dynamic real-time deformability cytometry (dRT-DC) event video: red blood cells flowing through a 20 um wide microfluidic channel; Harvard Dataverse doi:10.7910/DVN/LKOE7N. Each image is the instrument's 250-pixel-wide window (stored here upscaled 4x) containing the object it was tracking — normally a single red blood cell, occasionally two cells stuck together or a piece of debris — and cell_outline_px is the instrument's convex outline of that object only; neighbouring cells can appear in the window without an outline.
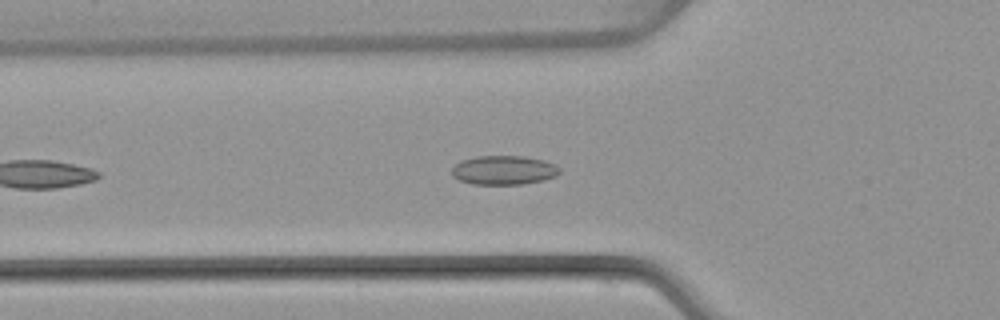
{"species": "common noctule bat (a hibernating species)", "species_latin": "Nyctalus noctula", "temperature_condition": "warm", "stored_images_in_passage": 30, "camera_frame_rate_fps": 3000, "um_per_image_px": 0.085, "animal": {"sex": "female", "body_mass_g": 22.7, "forearm_length_mm": 54.2}, "frame": {"image": 1, "passage_image": 7, "time_ms": 2.0, "image_size_px": [1000, 320], "cell_outline_px": [[560, 172], [556, 176], [544, 180], [520, 184], [472, 184], [460, 180], [452, 176], [452, 168], [460, 160], [476, 156], [524, 156], [544, 160], [556, 164], [560, 168]], "centroid_in_image_um": [42.83, 14.45], "position_along_channel_um": 83.0, "area_um2": 18.38}}
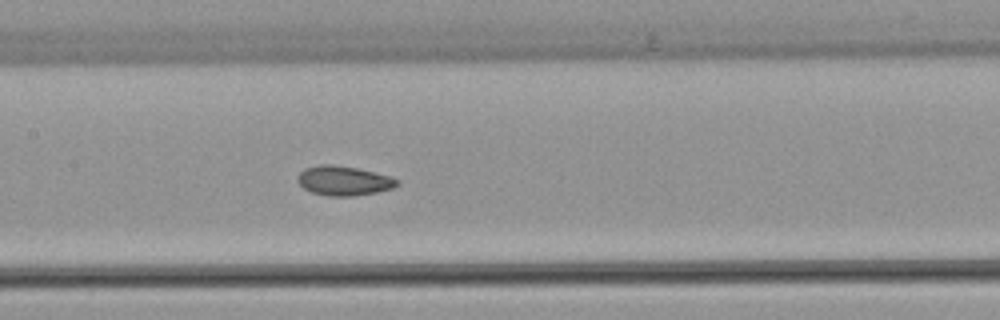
{"frame": {"image": 2, "passage_image": 14, "time_ms": 4.333, "image_size_px": [1000, 320], "cell_outline_px": [[400, 184], [392, 188], [376, 192], [352, 196], [328, 196], [312, 192], [304, 188], [296, 180], [300, 172], [304, 168], [320, 164], [332, 164], [356, 168], [392, 176], [400, 180]], "centroid_in_image_um": [29.23, 15.35], "position_along_channel_um": 178.2, "area_um2": 17.17}}
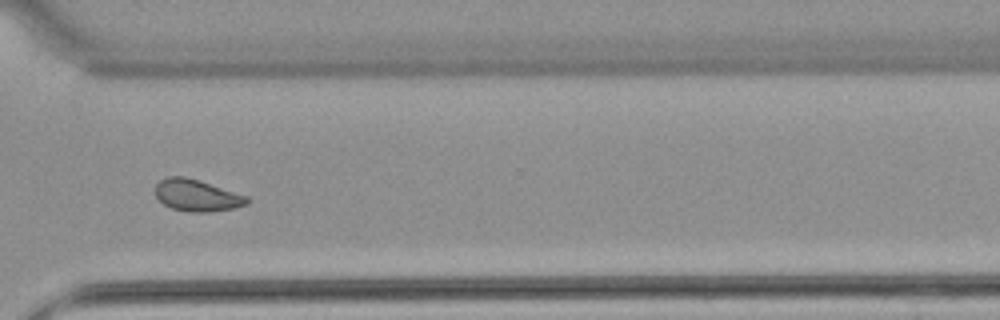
{"frame": {"image": 3, "passage_image": 27, "time_ms": 8.667, "image_size_px": [1000, 320], "cell_outline_px": [[248, 204], [236, 208], [208, 212], [188, 212], [172, 208], [164, 204], [156, 196], [156, 184], [160, 180], [168, 176], [184, 176], [200, 180], [248, 196]], "centroid_in_image_um": [16.75, 16.6], "position_along_channel_um": 353.8, "area_um2": 17.05}, "authors_computed_cell_mechanics": {"area_um2": 17.0799, "velocity_mm_per_s": 4.0591, "shape_relaxation_time_tau1_ms": null, "shape_relaxation_time_tau2_ms": 1.9682, "deformation_change_tau1": null, "deformation_change_tau2": 0.0526}}